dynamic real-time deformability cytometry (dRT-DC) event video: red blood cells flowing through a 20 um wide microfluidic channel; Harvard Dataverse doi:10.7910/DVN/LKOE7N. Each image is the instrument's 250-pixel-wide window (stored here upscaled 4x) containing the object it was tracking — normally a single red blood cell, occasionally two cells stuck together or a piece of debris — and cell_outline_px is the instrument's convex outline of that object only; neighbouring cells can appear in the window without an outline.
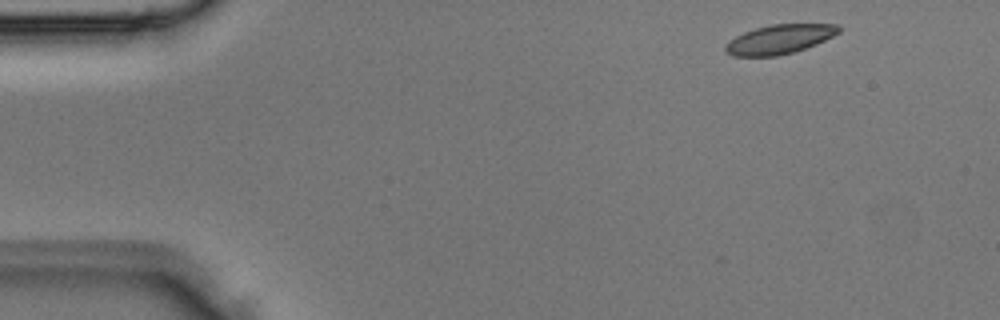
{"species": "Egyptian fruit bat (a non-hibernating species)", "species_latin": "Rousettus aegyptiacus", "temperature_condition": "room temperature", "stored_images_in_passage": 3, "camera_frame_rate_fps": 3000, "um_per_image_px": 0.085, "animal": {"sex": "male"}, "frame": {"image": 1, "passage_image": 1, "time_ms": 0.0, "image_size_px": [1000, 320], "cell_outline_px": [[840, 32], [816, 44], [792, 52], [776, 56], [732, 56], [724, 48], [724, 44], [728, 40], [744, 32], [756, 28], [772, 24], [840, 24]], "centroid_in_image_um": [66.23, 3.33], "position_along_channel_um": 18.8, "area_um2": 19.19}}